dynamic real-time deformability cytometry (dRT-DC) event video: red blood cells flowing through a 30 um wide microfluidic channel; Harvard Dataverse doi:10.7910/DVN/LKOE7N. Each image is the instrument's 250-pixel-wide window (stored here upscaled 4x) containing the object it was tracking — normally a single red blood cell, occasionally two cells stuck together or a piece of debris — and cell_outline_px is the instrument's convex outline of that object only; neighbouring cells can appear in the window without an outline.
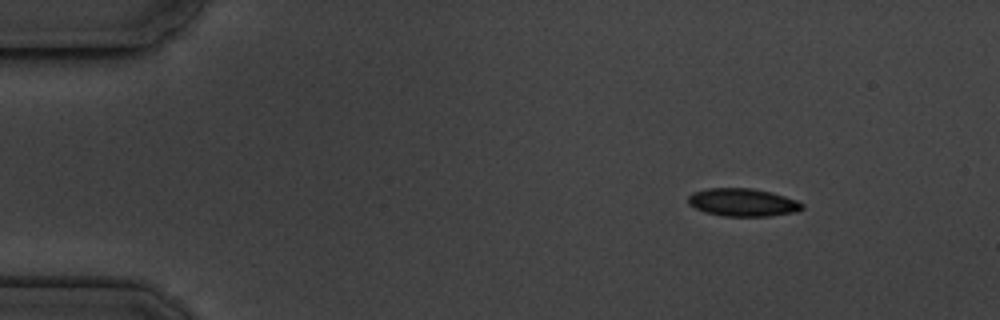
{"species": "common noctule bat (a hibernating species)", "species_latin": "Nyctalus noctula", "temperature_condition": "cold", "stored_images_in_passage": 8, "camera_frame_rate_fps": 3000, "um_per_image_px": 0.085, "animal": {"sex": "male", "body_mass_g": 19.5, "forearm_length_mm": 54.6}, "frame": {"image": 1, "passage_image": 2, "time_ms": 1.333, "image_size_px": [1000, 320], "cell_outline_px": [[804, 208], [796, 212], [768, 216], [724, 216], [704, 212], [688, 204], [688, 196], [692, 192], [708, 188], [752, 188], [772, 192], [796, 200], [804, 204]], "centroid_in_image_um": [63.13, 17.2], "position_along_channel_um": 21.9, "area_um2": 18.61}}
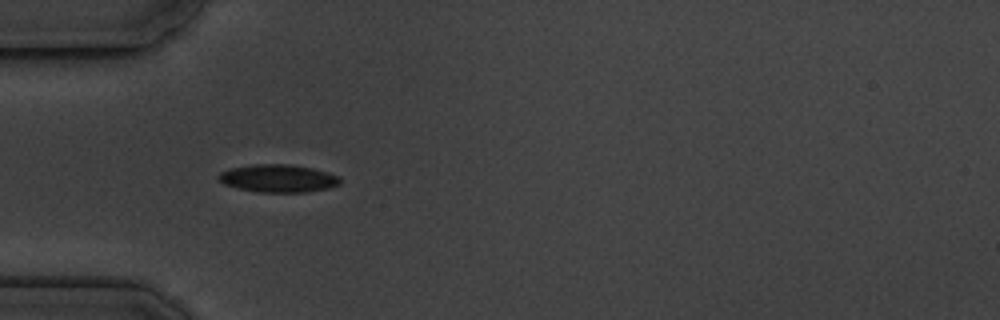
{"frame": {"image": 2, "passage_image": 5, "time_ms": 4.667, "image_size_px": [1000, 320], "cell_outline_px": [[340, 184], [328, 188], [308, 192], [256, 192], [224, 184], [216, 176], [220, 172], [228, 168], [252, 164], [292, 164], [312, 168], [328, 172], [340, 176]], "centroid_in_image_um": [23.64, 15.15], "position_along_channel_um": 61.4, "area_um2": 19.83}}
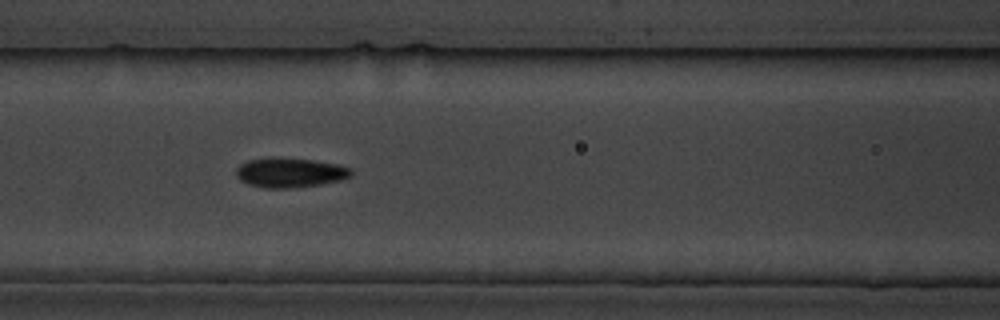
{"frame": {"image": 3, "passage_image": 7, "time_ms": 7.0, "image_size_px": [1000, 320], "cell_outline_px": [[352, 176], [340, 180], [320, 184], [292, 188], [264, 188], [248, 184], [240, 180], [236, 176], [236, 168], [240, 164], [248, 160], [272, 156], [312, 160], [340, 164], [352, 168]], "centroid_in_image_um": [24.64, 14.66], "position_along_channel_um": 142.0, "area_um2": 20.17}}